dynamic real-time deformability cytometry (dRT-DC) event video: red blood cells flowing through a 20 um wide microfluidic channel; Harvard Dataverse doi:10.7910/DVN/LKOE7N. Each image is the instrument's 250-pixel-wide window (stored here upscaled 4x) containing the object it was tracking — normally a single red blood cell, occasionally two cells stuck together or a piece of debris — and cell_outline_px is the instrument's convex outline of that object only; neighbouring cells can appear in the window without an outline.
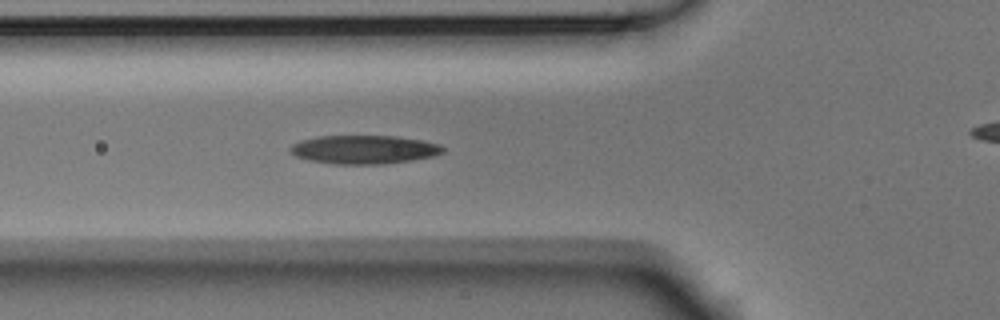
{"species": "Egyptian fruit bat (a non-hibernating species)", "species_latin": "Rousettus aegyptiacus", "temperature_condition": "room temperature", "stored_images_in_passage": 5, "segment_of_instrument_passage": [1, 2], "camera_frame_rate_fps": 3000, "um_per_image_px": 0.085, "animal": {"sex": "male"}, "frame": {"image": 1, "passage_image": 4, "time_ms": 1.0, "image_size_px": [1000, 320], "cell_outline_px": [[444, 152], [436, 156], [412, 160], [384, 164], [332, 164], [308, 160], [296, 156], [292, 152], [292, 144], [300, 140], [320, 136], [396, 136], [424, 140], [440, 144], [444, 148]], "centroid_in_image_um": [31.0, 12.71], "position_along_channel_um": 94.8, "area_um2": 25.55}}